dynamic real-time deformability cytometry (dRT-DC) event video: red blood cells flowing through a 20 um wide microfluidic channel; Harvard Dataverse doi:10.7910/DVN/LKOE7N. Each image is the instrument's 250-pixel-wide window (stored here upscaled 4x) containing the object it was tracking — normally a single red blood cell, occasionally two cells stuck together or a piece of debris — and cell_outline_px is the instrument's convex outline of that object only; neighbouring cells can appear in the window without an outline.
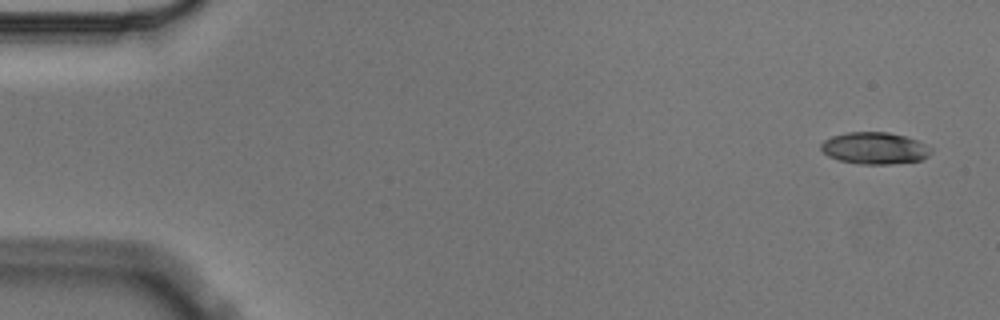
{"species": "Egyptian fruit bat (a non-hibernating species)", "species_latin": "Rousettus aegyptiacus", "temperature_condition": "cold", "stored_images_in_passage": 4, "camera_frame_rate_fps": 3000, "um_per_image_px": 0.085, "animal": {"sex": "male"}, "frame": {"image": 1, "passage_image": 1, "time_ms": 0.0, "image_size_px": [1000, 320], "cell_outline_px": [[932, 152], [924, 160], [888, 164], [860, 164], [840, 160], [828, 156], [820, 148], [820, 144], [824, 140], [832, 136], [848, 132], [888, 132], [904, 136], [916, 140], [932, 148]], "centroid_in_image_um": [74.35, 12.6], "position_along_channel_um": 10.6, "area_um2": 20.4}}
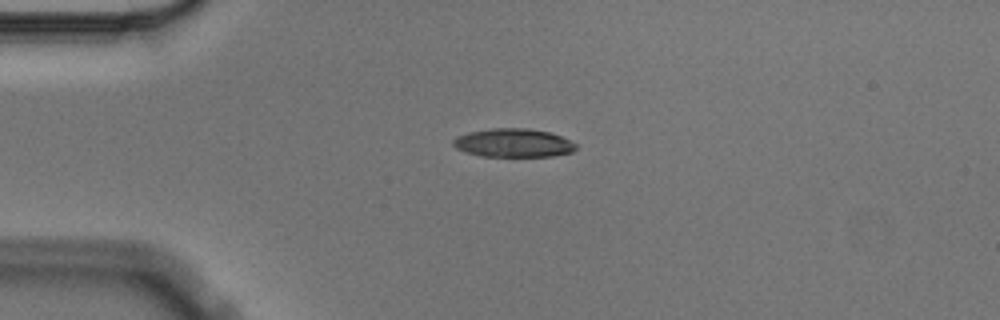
{"frame": {"image": 2, "passage_image": 4, "time_ms": 1.0, "image_size_px": [1000, 320], "cell_outline_px": [[576, 148], [572, 152], [552, 156], [480, 156], [464, 152], [456, 148], [452, 144], [452, 140], [456, 136], [468, 132], [492, 128], [528, 128], [548, 132], [560, 136], [576, 144]], "centroid_in_image_um": [43.58, 12.14], "position_along_channel_um": 41.4, "area_um2": 20.4}}